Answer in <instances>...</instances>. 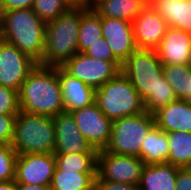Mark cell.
Returning a JSON list of instances; mask_svg holds the SVG:
<instances>
[{"label":"cell","mask_w":191,"mask_h":190,"mask_svg":"<svg viewBox=\"0 0 191 190\" xmlns=\"http://www.w3.org/2000/svg\"><path fill=\"white\" fill-rule=\"evenodd\" d=\"M102 37L101 16L94 10L81 9L78 33V52L84 53L90 45Z\"/></svg>","instance_id":"d4e9b609"},{"label":"cell","mask_w":191,"mask_h":190,"mask_svg":"<svg viewBox=\"0 0 191 190\" xmlns=\"http://www.w3.org/2000/svg\"><path fill=\"white\" fill-rule=\"evenodd\" d=\"M94 102L112 122L145 112L142 98L121 71L95 90Z\"/></svg>","instance_id":"5b68a950"},{"label":"cell","mask_w":191,"mask_h":190,"mask_svg":"<svg viewBox=\"0 0 191 190\" xmlns=\"http://www.w3.org/2000/svg\"><path fill=\"white\" fill-rule=\"evenodd\" d=\"M32 9L44 23H48L69 8L63 0H34Z\"/></svg>","instance_id":"f1b7e54d"},{"label":"cell","mask_w":191,"mask_h":190,"mask_svg":"<svg viewBox=\"0 0 191 190\" xmlns=\"http://www.w3.org/2000/svg\"><path fill=\"white\" fill-rule=\"evenodd\" d=\"M17 190H50V186L17 184Z\"/></svg>","instance_id":"74e56055"},{"label":"cell","mask_w":191,"mask_h":190,"mask_svg":"<svg viewBox=\"0 0 191 190\" xmlns=\"http://www.w3.org/2000/svg\"><path fill=\"white\" fill-rule=\"evenodd\" d=\"M102 36L106 39L114 56L123 63L137 46L132 23L127 20L101 17Z\"/></svg>","instance_id":"9a60e30c"},{"label":"cell","mask_w":191,"mask_h":190,"mask_svg":"<svg viewBox=\"0 0 191 190\" xmlns=\"http://www.w3.org/2000/svg\"><path fill=\"white\" fill-rule=\"evenodd\" d=\"M96 173L55 170L50 190H94Z\"/></svg>","instance_id":"603a6c76"},{"label":"cell","mask_w":191,"mask_h":190,"mask_svg":"<svg viewBox=\"0 0 191 190\" xmlns=\"http://www.w3.org/2000/svg\"><path fill=\"white\" fill-rule=\"evenodd\" d=\"M94 190H140L139 184H126L113 181L95 180Z\"/></svg>","instance_id":"836d02e7"},{"label":"cell","mask_w":191,"mask_h":190,"mask_svg":"<svg viewBox=\"0 0 191 190\" xmlns=\"http://www.w3.org/2000/svg\"><path fill=\"white\" fill-rule=\"evenodd\" d=\"M176 190H191V167L178 169L176 176Z\"/></svg>","instance_id":"e575fe53"},{"label":"cell","mask_w":191,"mask_h":190,"mask_svg":"<svg viewBox=\"0 0 191 190\" xmlns=\"http://www.w3.org/2000/svg\"><path fill=\"white\" fill-rule=\"evenodd\" d=\"M70 9H91V0H63Z\"/></svg>","instance_id":"8d00e7d4"},{"label":"cell","mask_w":191,"mask_h":190,"mask_svg":"<svg viewBox=\"0 0 191 190\" xmlns=\"http://www.w3.org/2000/svg\"><path fill=\"white\" fill-rule=\"evenodd\" d=\"M121 72L144 101L163 76V64L155 50L137 49L122 63Z\"/></svg>","instance_id":"52a82bcc"},{"label":"cell","mask_w":191,"mask_h":190,"mask_svg":"<svg viewBox=\"0 0 191 190\" xmlns=\"http://www.w3.org/2000/svg\"><path fill=\"white\" fill-rule=\"evenodd\" d=\"M0 190H17L15 180L0 182Z\"/></svg>","instance_id":"f35d334b"},{"label":"cell","mask_w":191,"mask_h":190,"mask_svg":"<svg viewBox=\"0 0 191 190\" xmlns=\"http://www.w3.org/2000/svg\"><path fill=\"white\" fill-rule=\"evenodd\" d=\"M144 0H103L93 9L101 16L133 22L146 7Z\"/></svg>","instance_id":"7402d4cb"},{"label":"cell","mask_w":191,"mask_h":190,"mask_svg":"<svg viewBox=\"0 0 191 190\" xmlns=\"http://www.w3.org/2000/svg\"><path fill=\"white\" fill-rule=\"evenodd\" d=\"M58 79L61 86L64 112H71L94 103L95 90L81 80L70 76L58 67Z\"/></svg>","instance_id":"e0dca14e"},{"label":"cell","mask_w":191,"mask_h":190,"mask_svg":"<svg viewBox=\"0 0 191 190\" xmlns=\"http://www.w3.org/2000/svg\"><path fill=\"white\" fill-rule=\"evenodd\" d=\"M163 76L174 89L177 99L190 102L191 64L163 65Z\"/></svg>","instance_id":"484cf974"},{"label":"cell","mask_w":191,"mask_h":190,"mask_svg":"<svg viewBox=\"0 0 191 190\" xmlns=\"http://www.w3.org/2000/svg\"><path fill=\"white\" fill-rule=\"evenodd\" d=\"M149 5L166 21L168 27L191 33V5L188 0H153Z\"/></svg>","instance_id":"ffe728a7"},{"label":"cell","mask_w":191,"mask_h":190,"mask_svg":"<svg viewBox=\"0 0 191 190\" xmlns=\"http://www.w3.org/2000/svg\"><path fill=\"white\" fill-rule=\"evenodd\" d=\"M101 1H103V0H91V9H93Z\"/></svg>","instance_id":"ab89813d"},{"label":"cell","mask_w":191,"mask_h":190,"mask_svg":"<svg viewBox=\"0 0 191 190\" xmlns=\"http://www.w3.org/2000/svg\"><path fill=\"white\" fill-rule=\"evenodd\" d=\"M169 156L167 163L180 168L191 167V132L167 133Z\"/></svg>","instance_id":"cb8c5ba5"},{"label":"cell","mask_w":191,"mask_h":190,"mask_svg":"<svg viewBox=\"0 0 191 190\" xmlns=\"http://www.w3.org/2000/svg\"><path fill=\"white\" fill-rule=\"evenodd\" d=\"M52 118L56 134L54 154L97 153L79 131L71 113L62 112Z\"/></svg>","instance_id":"4fadbf2b"},{"label":"cell","mask_w":191,"mask_h":190,"mask_svg":"<svg viewBox=\"0 0 191 190\" xmlns=\"http://www.w3.org/2000/svg\"><path fill=\"white\" fill-rule=\"evenodd\" d=\"M44 23L32 8L0 11L1 39L16 46L37 64L45 46Z\"/></svg>","instance_id":"7a4b0ae2"},{"label":"cell","mask_w":191,"mask_h":190,"mask_svg":"<svg viewBox=\"0 0 191 190\" xmlns=\"http://www.w3.org/2000/svg\"><path fill=\"white\" fill-rule=\"evenodd\" d=\"M61 68L70 76L97 90L121 71L122 63L96 59L78 52Z\"/></svg>","instance_id":"ba28073f"},{"label":"cell","mask_w":191,"mask_h":190,"mask_svg":"<svg viewBox=\"0 0 191 190\" xmlns=\"http://www.w3.org/2000/svg\"><path fill=\"white\" fill-rule=\"evenodd\" d=\"M81 9H68L46 23L45 46L41 61L45 67H62L78 53Z\"/></svg>","instance_id":"3957f363"},{"label":"cell","mask_w":191,"mask_h":190,"mask_svg":"<svg viewBox=\"0 0 191 190\" xmlns=\"http://www.w3.org/2000/svg\"><path fill=\"white\" fill-rule=\"evenodd\" d=\"M86 55L96 59H102L111 62H120L108 46L106 39L102 36L84 52Z\"/></svg>","instance_id":"1f68e13d"},{"label":"cell","mask_w":191,"mask_h":190,"mask_svg":"<svg viewBox=\"0 0 191 190\" xmlns=\"http://www.w3.org/2000/svg\"><path fill=\"white\" fill-rule=\"evenodd\" d=\"M177 100L174 89L170 83L162 76L154 91L143 102L145 111L154 114L160 108Z\"/></svg>","instance_id":"83f0119b"},{"label":"cell","mask_w":191,"mask_h":190,"mask_svg":"<svg viewBox=\"0 0 191 190\" xmlns=\"http://www.w3.org/2000/svg\"><path fill=\"white\" fill-rule=\"evenodd\" d=\"M145 163L139 157L97 152L96 179L126 184H139Z\"/></svg>","instance_id":"9c48e42d"},{"label":"cell","mask_w":191,"mask_h":190,"mask_svg":"<svg viewBox=\"0 0 191 190\" xmlns=\"http://www.w3.org/2000/svg\"><path fill=\"white\" fill-rule=\"evenodd\" d=\"M55 169L54 153L18 155L14 180L17 184L50 186Z\"/></svg>","instance_id":"8fae6325"},{"label":"cell","mask_w":191,"mask_h":190,"mask_svg":"<svg viewBox=\"0 0 191 190\" xmlns=\"http://www.w3.org/2000/svg\"><path fill=\"white\" fill-rule=\"evenodd\" d=\"M169 147L167 132L155 126L146 136L138 156L145 164L167 163Z\"/></svg>","instance_id":"44dd1931"},{"label":"cell","mask_w":191,"mask_h":190,"mask_svg":"<svg viewBox=\"0 0 191 190\" xmlns=\"http://www.w3.org/2000/svg\"><path fill=\"white\" fill-rule=\"evenodd\" d=\"M156 126L154 114L143 112L112 122V130L106 151L127 156L140 155L141 145Z\"/></svg>","instance_id":"8992f818"},{"label":"cell","mask_w":191,"mask_h":190,"mask_svg":"<svg viewBox=\"0 0 191 190\" xmlns=\"http://www.w3.org/2000/svg\"><path fill=\"white\" fill-rule=\"evenodd\" d=\"M18 96L22 112L49 117L64 112L58 67L36 64L23 81Z\"/></svg>","instance_id":"6da1fadb"},{"label":"cell","mask_w":191,"mask_h":190,"mask_svg":"<svg viewBox=\"0 0 191 190\" xmlns=\"http://www.w3.org/2000/svg\"><path fill=\"white\" fill-rule=\"evenodd\" d=\"M33 2L34 0H0V11L32 8Z\"/></svg>","instance_id":"d590c367"},{"label":"cell","mask_w":191,"mask_h":190,"mask_svg":"<svg viewBox=\"0 0 191 190\" xmlns=\"http://www.w3.org/2000/svg\"><path fill=\"white\" fill-rule=\"evenodd\" d=\"M155 51L163 65H190L191 33L168 27Z\"/></svg>","instance_id":"2e32d148"},{"label":"cell","mask_w":191,"mask_h":190,"mask_svg":"<svg viewBox=\"0 0 191 190\" xmlns=\"http://www.w3.org/2000/svg\"><path fill=\"white\" fill-rule=\"evenodd\" d=\"M36 62L16 46L0 39V85L20 91Z\"/></svg>","instance_id":"7c38bea8"},{"label":"cell","mask_w":191,"mask_h":190,"mask_svg":"<svg viewBox=\"0 0 191 190\" xmlns=\"http://www.w3.org/2000/svg\"><path fill=\"white\" fill-rule=\"evenodd\" d=\"M134 39L138 49L155 50L168 28L166 21L149 5L133 20Z\"/></svg>","instance_id":"5bb4252c"},{"label":"cell","mask_w":191,"mask_h":190,"mask_svg":"<svg viewBox=\"0 0 191 190\" xmlns=\"http://www.w3.org/2000/svg\"><path fill=\"white\" fill-rule=\"evenodd\" d=\"M17 156L11 145L0 144V182L14 180Z\"/></svg>","instance_id":"f546056e"},{"label":"cell","mask_w":191,"mask_h":190,"mask_svg":"<svg viewBox=\"0 0 191 190\" xmlns=\"http://www.w3.org/2000/svg\"><path fill=\"white\" fill-rule=\"evenodd\" d=\"M56 169L79 173H96L97 153L54 154Z\"/></svg>","instance_id":"4316f807"},{"label":"cell","mask_w":191,"mask_h":190,"mask_svg":"<svg viewBox=\"0 0 191 190\" xmlns=\"http://www.w3.org/2000/svg\"><path fill=\"white\" fill-rule=\"evenodd\" d=\"M55 141L52 117L22 111L16 115L11 146L18 155L53 153Z\"/></svg>","instance_id":"277c9868"},{"label":"cell","mask_w":191,"mask_h":190,"mask_svg":"<svg viewBox=\"0 0 191 190\" xmlns=\"http://www.w3.org/2000/svg\"><path fill=\"white\" fill-rule=\"evenodd\" d=\"M83 137L97 152L105 150L111 136L112 121L96 103L70 112Z\"/></svg>","instance_id":"30bf717a"},{"label":"cell","mask_w":191,"mask_h":190,"mask_svg":"<svg viewBox=\"0 0 191 190\" xmlns=\"http://www.w3.org/2000/svg\"><path fill=\"white\" fill-rule=\"evenodd\" d=\"M147 4H150L153 0H144Z\"/></svg>","instance_id":"60d3db41"},{"label":"cell","mask_w":191,"mask_h":190,"mask_svg":"<svg viewBox=\"0 0 191 190\" xmlns=\"http://www.w3.org/2000/svg\"><path fill=\"white\" fill-rule=\"evenodd\" d=\"M156 126L164 132H191V103L177 99L154 113Z\"/></svg>","instance_id":"ac0fdd59"},{"label":"cell","mask_w":191,"mask_h":190,"mask_svg":"<svg viewBox=\"0 0 191 190\" xmlns=\"http://www.w3.org/2000/svg\"><path fill=\"white\" fill-rule=\"evenodd\" d=\"M179 168L169 163L145 164L139 182L140 190H176Z\"/></svg>","instance_id":"d6986e66"},{"label":"cell","mask_w":191,"mask_h":190,"mask_svg":"<svg viewBox=\"0 0 191 190\" xmlns=\"http://www.w3.org/2000/svg\"><path fill=\"white\" fill-rule=\"evenodd\" d=\"M19 112L18 91L0 85V113L17 115Z\"/></svg>","instance_id":"4dcf8cb0"},{"label":"cell","mask_w":191,"mask_h":190,"mask_svg":"<svg viewBox=\"0 0 191 190\" xmlns=\"http://www.w3.org/2000/svg\"><path fill=\"white\" fill-rule=\"evenodd\" d=\"M16 115L0 113V144L11 145Z\"/></svg>","instance_id":"d6a6232c"}]
</instances>
